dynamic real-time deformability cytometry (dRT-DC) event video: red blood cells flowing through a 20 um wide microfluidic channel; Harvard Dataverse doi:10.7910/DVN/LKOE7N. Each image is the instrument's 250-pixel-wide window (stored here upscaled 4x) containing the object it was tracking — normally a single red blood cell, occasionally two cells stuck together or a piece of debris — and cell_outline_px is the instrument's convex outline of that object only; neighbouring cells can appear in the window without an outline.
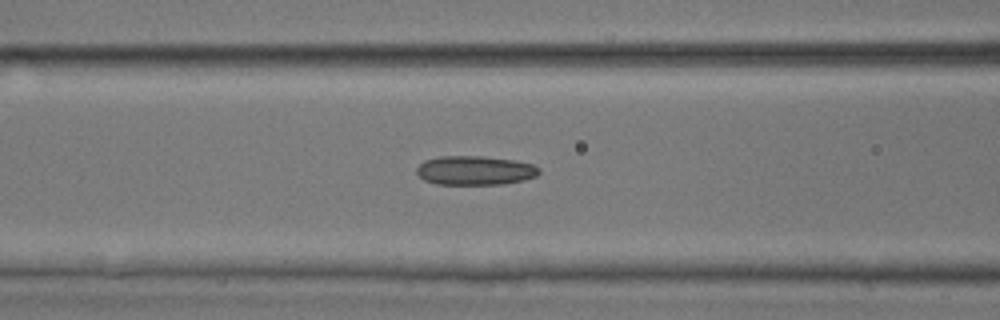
{"species": "common noctule bat (a hibernating species)", "species_latin": "Nyctalus noctula", "temperature_condition": "room temperature", "stored_images_in_passage": 38, "camera_frame_rate_fps": 3000, "um_per_image_px": 0.085, "animal": {"sex": "male", "body_mass_g": 17.9, "forearm_length_mm": 54.2}, "frame": {"image": 1, "passage_image": 19, "time_ms": 6.0, "image_size_px": [1000, 320], "cell_outline_px": [[540, 172], [536, 176], [524, 180], [504, 184], [436, 184], [424, 180], [416, 172], [416, 168], [424, 160], [440, 156], [484, 156], [512, 160], [532, 164], [540, 168]], "centroid_in_image_um": [40.37, 14.48], "position_along_channel_um": 126.2, "area_um2": 20.81}}
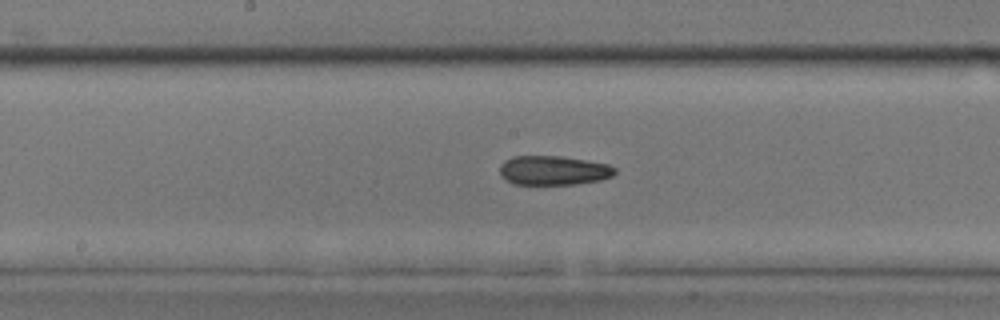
{"frame": {"image": 2, "passage_image": 24, "time_ms": 7.667, "image_size_px": [1000, 320], "cell_outline_px": [[616, 172], [612, 176], [600, 180], [576, 184], [512, 184], [504, 180], [500, 176], [500, 164], [504, 160], [512, 156], [560, 156], [608, 164], [616, 168]], "centroid_in_image_um": [47.0, 14.49], "position_along_channel_um": 201.2, "area_um2": 19.77}}
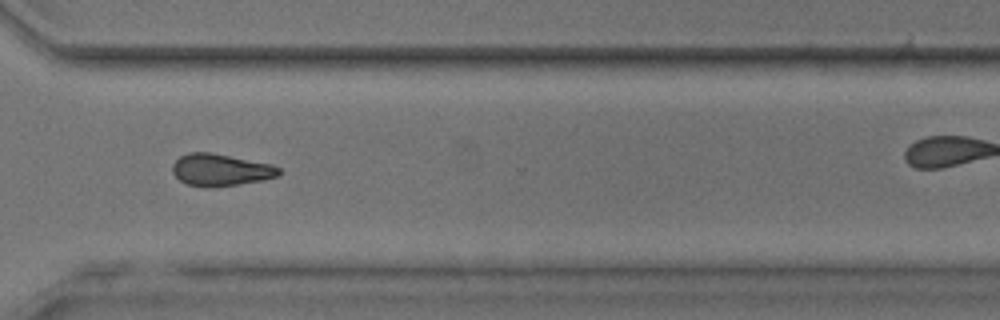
{"frame": {"image": 3, "passage_image": 34, "time_ms": 11.0, "image_size_px": [1000, 320], "cell_outline_px": [[280, 176], [264, 180], [208, 188], [188, 184], [180, 180], [172, 172], [172, 164], [180, 156], [188, 152], [212, 152], [272, 164], [280, 168]], "centroid_in_image_um": [18.76, 14.43], "position_along_channel_um": 351.8, "area_um2": 20.0}}